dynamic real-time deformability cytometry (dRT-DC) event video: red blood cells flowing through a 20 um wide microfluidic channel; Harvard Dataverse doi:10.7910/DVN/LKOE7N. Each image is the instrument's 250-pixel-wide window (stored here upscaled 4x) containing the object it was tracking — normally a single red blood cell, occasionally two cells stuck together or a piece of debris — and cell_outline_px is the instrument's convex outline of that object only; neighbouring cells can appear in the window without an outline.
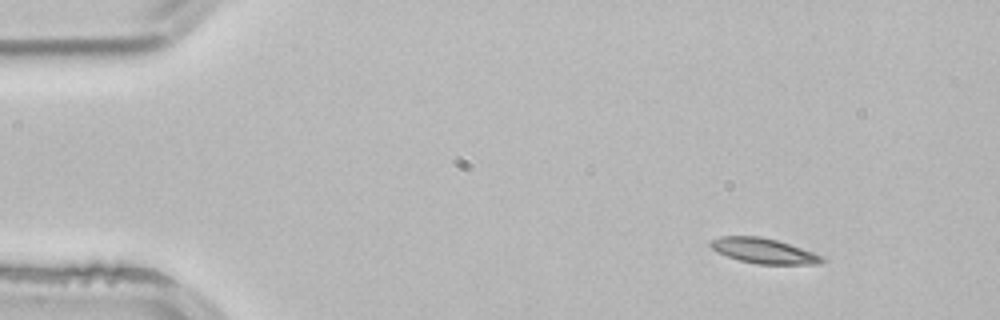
{"species": "common noctule bat (a hibernating species)", "species_latin": "Nyctalus noctula", "temperature_condition": "room temperature", "stored_images_in_passage": 47, "camera_frame_rate_fps": 3000, "um_per_image_px": 0.085, "animal": {"sex": "male", "body_mass_g": 21.5, "forearm_length_mm": 52.0}, "frame": {"image": 1, "passage_image": 1, "time_ms": 0.0, "image_size_px": [1000, 320], "cell_outline_px": [[824, 260], [820, 264], [756, 264], [740, 260], [716, 252], [708, 244], [712, 240], [720, 236], [760, 236], [776, 240], [812, 252], [820, 256]], "centroid_in_image_um": [64.86, 21.32], "position_along_channel_um": 20.1, "area_um2": 16.07}}
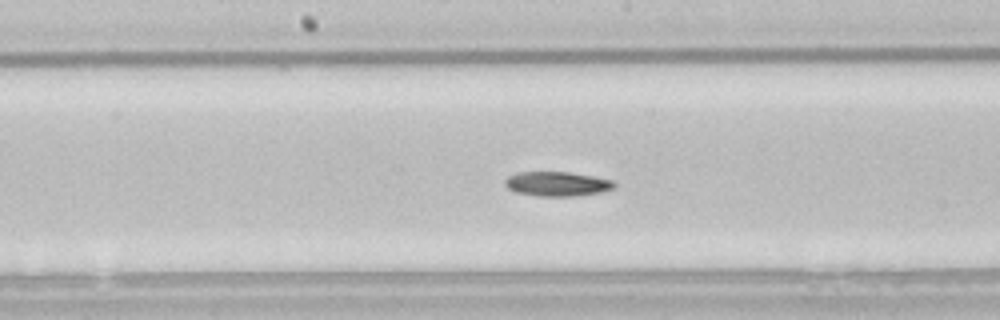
{"frame": {"image": 2, "passage_image": 22, "time_ms": 7.0, "image_size_px": [1000, 320], "cell_outline_px": [[616, 188], [600, 192], [572, 196], [536, 196], [516, 192], [508, 188], [504, 184], [504, 180], [508, 176], [516, 172], [568, 172], [596, 176], [612, 180], [616, 184]], "centroid_in_image_um": [47.35, 15.62], "position_along_channel_um": 200.8, "area_um2": 15.72}}
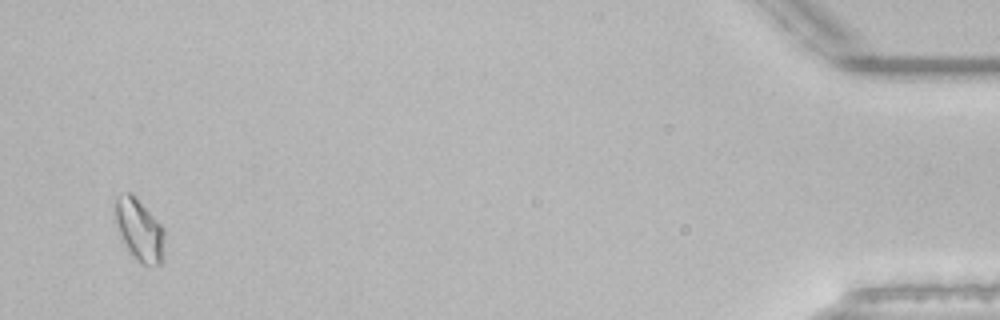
{"frame": {"image": 3, "passage_image": 46, "time_ms": 15.0, "image_size_px": [1000, 320], "cell_outline_px": [[164, 236], [160, 264], [140, 264], [120, 240], [116, 224], [116, 196], [124, 192], [128, 192], [164, 228]], "centroid_in_image_um": [11.8, 19.57], "position_along_channel_um": 423.4, "area_um2": 17.11}, "authors_computed_cell_mechanics": {"area_um2": 15.895, "velocity_mm_per_s": 3.8553, "shape_relaxation_time_tau1_ms": 2.5563, "shape_relaxation_time_tau2_ms": null, "deformation_change_tau1": 0.1111, "deformation_change_tau2": null}}